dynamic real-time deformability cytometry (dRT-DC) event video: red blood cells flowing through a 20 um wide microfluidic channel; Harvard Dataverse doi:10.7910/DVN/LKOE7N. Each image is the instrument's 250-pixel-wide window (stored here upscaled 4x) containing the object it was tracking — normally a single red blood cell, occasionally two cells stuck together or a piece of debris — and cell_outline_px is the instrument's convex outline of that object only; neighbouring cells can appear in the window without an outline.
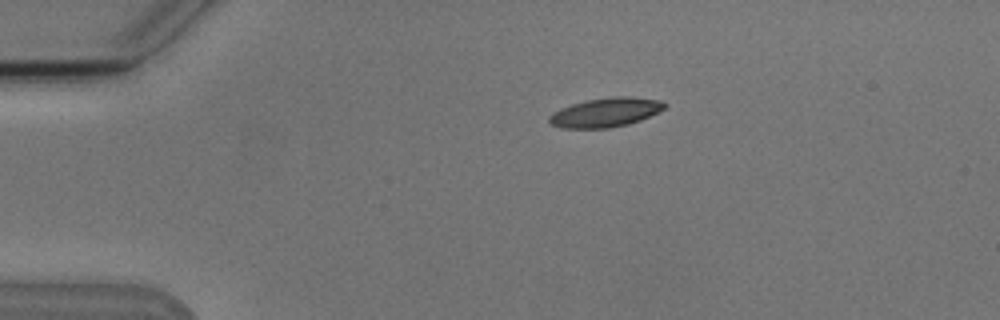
{"species": "Egyptian fruit bat (a non-hibernating species)", "species_latin": "Rousettus aegyptiacus", "temperature_condition": "cold", "stored_images_in_passage": 6, "camera_frame_rate_fps": 3000, "um_per_image_px": 0.085, "animal": {"sex": "male"}, "frame": {"image": 1, "passage_image": 1, "time_ms": 0.0, "image_size_px": [1000, 320], "cell_outline_px": [[668, 104], [664, 108], [640, 120], [628, 124], [608, 128], [564, 128], [552, 124], [548, 120], [548, 116], [552, 112], [560, 108], [572, 104], [588, 100], [612, 96], [628, 96], [660, 100]], "centroid_in_image_um": [51.45, 9.55], "position_along_channel_um": 33.5, "area_um2": 19.48}}
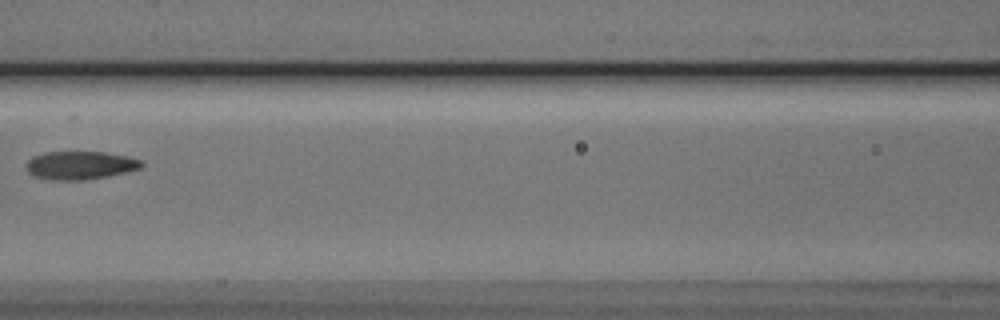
{"frame": {"image": 2, "passage_image": 5, "time_ms": 4.667, "image_size_px": [1000, 320], "cell_outline_px": [[144, 164], [140, 168], [108, 176], [84, 180], [52, 180], [36, 176], [28, 172], [28, 160], [32, 156], [44, 152], [104, 152], [128, 156], [140, 160]], "centroid_in_image_um": [6.82, 14.04], "position_along_channel_um": 159.8, "area_um2": 18.79}}
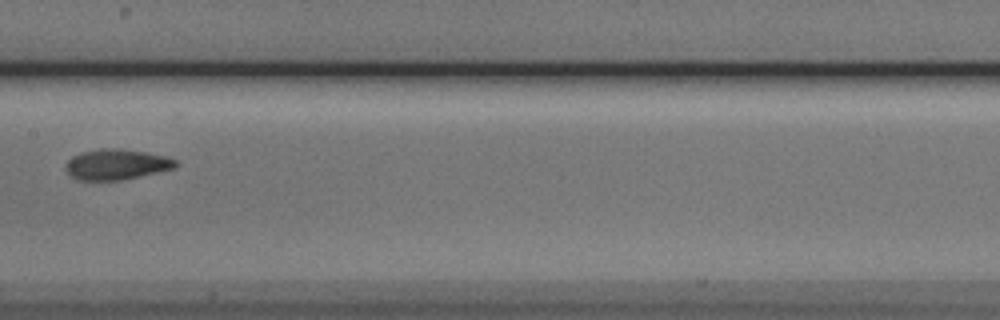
{"frame": {"image": 3, "passage_image": 6, "time_ms": 5.667, "image_size_px": [1000, 320], "cell_outline_px": [[180, 164], [176, 168], [120, 180], [76, 180], [64, 168], [64, 164], [72, 156], [80, 152], [100, 148], [116, 148], [144, 152], [164, 156], [176, 160]], "centroid_in_image_um": [9.87, 13.97], "position_along_channel_um": 197.5, "area_um2": 19.59}}